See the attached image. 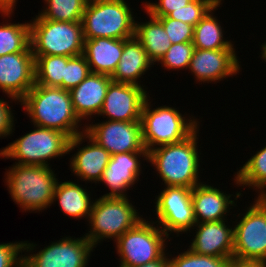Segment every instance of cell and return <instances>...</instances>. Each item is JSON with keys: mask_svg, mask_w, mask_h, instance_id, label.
I'll return each instance as SVG.
<instances>
[{"mask_svg": "<svg viewBox=\"0 0 266 267\" xmlns=\"http://www.w3.org/2000/svg\"><path fill=\"white\" fill-rule=\"evenodd\" d=\"M17 0H0V12L5 17H10L11 13L14 11Z\"/></svg>", "mask_w": 266, "mask_h": 267, "instance_id": "cell-39", "label": "cell"}, {"mask_svg": "<svg viewBox=\"0 0 266 267\" xmlns=\"http://www.w3.org/2000/svg\"><path fill=\"white\" fill-rule=\"evenodd\" d=\"M34 126L55 129L70 139L84 133L75 114L69 90L35 84L20 100Z\"/></svg>", "mask_w": 266, "mask_h": 267, "instance_id": "cell-1", "label": "cell"}, {"mask_svg": "<svg viewBox=\"0 0 266 267\" xmlns=\"http://www.w3.org/2000/svg\"><path fill=\"white\" fill-rule=\"evenodd\" d=\"M167 254H163L159 259L154 260L152 262H148L144 265H139L135 267H169V259Z\"/></svg>", "mask_w": 266, "mask_h": 267, "instance_id": "cell-40", "label": "cell"}, {"mask_svg": "<svg viewBox=\"0 0 266 267\" xmlns=\"http://www.w3.org/2000/svg\"><path fill=\"white\" fill-rule=\"evenodd\" d=\"M36 245L27 241L0 244V267H23L22 252H31Z\"/></svg>", "mask_w": 266, "mask_h": 267, "instance_id": "cell-35", "label": "cell"}, {"mask_svg": "<svg viewBox=\"0 0 266 267\" xmlns=\"http://www.w3.org/2000/svg\"><path fill=\"white\" fill-rule=\"evenodd\" d=\"M144 218L121 235L116 242L119 267H135L159 259L165 252L169 236Z\"/></svg>", "mask_w": 266, "mask_h": 267, "instance_id": "cell-9", "label": "cell"}, {"mask_svg": "<svg viewBox=\"0 0 266 267\" xmlns=\"http://www.w3.org/2000/svg\"><path fill=\"white\" fill-rule=\"evenodd\" d=\"M192 0H159L158 3H145L144 10L153 17H165L170 12L180 10Z\"/></svg>", "mask_w": 266, "mask_h": 267, "instance_id": "cell-37", "label": "cell"}, {"mask_svg": "<svg viewBox=\"0 0 266 267\" xmlns=\"http://www.w3.org/2000/svg\"><path fill=\"white\" fill-rule=\"evenodd\" d=\"M14 116L7 101L0 99V138L12 134Z\"/></svg>", "mask_w": 266, "mask_h": 267, "instance_id": "cell-38", "label": "cell"}, {"mask_svg": "<svg viewBox=\"0 0 266 267\" xmlns=\"http://www.w3.org/2000/svg\"><path fill=\"white\" fill-rule=\"evenodd\" d=\"M35 85V57L31 46L24 52L0 56V89L12 98L20 100Z\"/></svg>", "mask_w": 266, "mask_h": 267, "instance_id": "cell-14", "label": "cell"}, {"mask_svg": "<svg viewBox=\"0 0 266 267\" xmlns=\"http://www.w3.org/2000/svg\"><path fill=\"white\" fill-rule=\"evenodd\" d=\"M234 176L236 185L252 187L258 191V197H262L266 192V146L248 159Z\"/></svg>", "mask_w": 266, "mask_h": 267, "instance_id": "cell-27", "label": "cell"}, {"mask_svg": "<svg viewBox=\"0 0 266 267\" xmlns=\"http://www.w3.org/2000/svg\"><path fill=\"white\" fill-rule=\"evenodd\" d=\"M152 64L143 45L135 36L124 39L123 52L111 79L113 82L141 86L138 80Z\"/></svg>", "mask_w": 266, "mask_h": 267, "instance_id": "cell-23", "label": "cell"}, {"mask_svg": "<svg viewBox=\"0 0 266 267\" xmlns=\"http://www.w3.org/2000/svg\"><path fill=\"white\" fill-rule=\"evenodd\" d=\"M111 82L109 75L90 73L70 90L73 109L80 120L99 114Z\"/></svg>", "mask_w": 266, "mask_h": 267, "instance_id": "cell-20", "label": "cell"}, {"mask_svg": "<svg viewBox=\"0 0 266 267\" xmlns=\"http://www.w3.org/2000/svg\"><path fill=\"white\" fill-rule=\"evenodd\" d=\"M262 198L266 201V192L264 193V195L262 196Z\"/></svg>", "mask_w": 266, "mask_h": 267, "instance_id": "cell-43", "label": "cell"}, {"mask_svg": "<svg viewBox=\"0 0 266 267\" xmlns=\"http://www.w3.org/2000/svg\"><path fill=\"white\" fill-rule=\"evenodd\" d=\"M256 198L234 225V261L266 263V201Z\"/></svg>", "mask_w": 266, "mask_h": 267, "instance_id": "cell-10", "label": "cell"}, {"mask_svg": "<svg viewBox=\"0 0 266 267\" xmlns=\"http://www.w3.org/2000/svg\"><path fill=\"white\" fill-rule=\"evenodd\" d=\"M148 160V152H126L111 155L109 163L99 181L110 189L103 197H127L126 191L138 182L141 163L138 158Z\"/></svg>", "mask_w": 266, "mask_h": 267, "instance_id": "cell-18", "label": "cell"}, {"mask_svg": "<svg viewBox=\"0 0 266 267\" xmlns=\"http://www.w3.org/2000/svg\"><path fill=\"white\" fill-rule=\"evenodd\" d=\"M155 18L162 23L171 44L193 41L194 26L167 16Z\"/></svg>", "mask_w": 266, "mask_h": 267, "instance_id": "cell-36", "label": "cell"}, {"mask_svg": "<svg viewBox=\"0 0 266 267\" xmlns=\"http://www.w3.org/2000/svg\"><path fill=\"white\" fill-rule=\"evenodd\" d=\"M169 267H229L230 258L199 255L189 248L183 253L168 258Z\"/></svg>", "mask_w": 266, "mask_h": 267, "instance_id": "cell-31", "label": "cell"}, {"mask_svg": "<svg viewBox=\"0 0 266 267\" xmlns=\"http://www.w3.org/2000/svg\"><path fill=\"white\" fill-rule=\"evenodd\" d=\"M231 196L206 183L194 186L191 199L196 223L226 220L229 206H237Z\"/></svg>", "mask_w": 266, "mask_h": 267, "instance_id": "cell-21", "label": "cell"}, {"mask_svg": "<svg viewBox=\"0 0 266 267\" xmlns=\"http://www.w3.org/2000/svg\"><path fill=\"white\" fill-rule=\"evenodd\" d=\"M229 267H266L263 262H241L232 260Z\"/></svg>", "mask_w": 266, "mask_h": 267, "instance_id": "cell-41", "label": "cell"}, {"mask_svg": "<svg viewBox=\"0 0 266 267\" xmlns=\"http://www.w3.org/2000/svg\"><path fill=\"white\" fill-rule=\"evenodd\" d=\"M147 22H135V37L143 45L149 60L159 63L160 59L168 51L171 41L162 25L155 17L149 15Z\"/></svg>", "mask_w": 266, "mask_h": 267, "instance_id": "cell-25", "label": "cell"}, {"mask_svg": "<svg viewBox=\"0 0 266 267\" xmlns=\"http://www.w3.org/2000/svg\"><path fill=\"white\" fill-rule=\"evenodd\" d=\"M85 133L110 155L126 152H148L142 137L141 122L107 120L85 124Z\"/></svg>", "mask_w": 266, "mask_h": 267, "instance_id": "cell-13", "label": "cell"}, {"mask_svg": "<svg viewBox=\"0 0 266 267\" xmlns=\"http://www.w3.org/2000/svg\"><path fill=\"white\" fill-rule=\"evenodd\" d=\"M85 139L86 141L87 139L89 140L88 145H83V147L79 148L78 146H81L80 144ZM76 147L78 151L70 160V169H72L77 177L83 179V181L99 183L109 163L110 153L104 147L98 145L85 132L69 140L68 154Z\"/></svg>", "mask_w": 266, "mask_h": 267, "instance_id": "cell-17", "label": "cell"}, {"mask_svg": "<svg viewBox=\"0 0 266 267\" xmlns=\"http://www.w3.org/2000/svg\"><path fill=\"white\" fill-rule=\"evenodd\" d=\"M5 173L6 185L13 201L24 211H41L53 203L57 181L51 167L14 164Z\"/></svg>", "mask_w": 266, "mask_h": 267, "instance_id": "cell-3", "label": "cell"}, {"mask_svg": "<svg viewBox=\"0 0 266 267\" xmlns=\"http://www.w3.org/2000/svg\"><path fill=\"white\" fill-rule=\"evenodd\" d=\"M125 0H88L82 17L84 39L135 36L133 12Z\"/></svg>", "mask_w": 266, "mask_h": 267, "instance_id": "cell-4", "label": "cell"}, {"mask_svg": "<svg viewBox=\"0 0 266 267\" xmlns=\"http://www.w3.org/2000/svg\"><path fill=\"white\" fill-rule=\"evenodd\" d=\"M144 86L111 82L98 114L113 121L141 122L143 106L148 95Z\"/></svg>", "mask_w": 266, "mask_h": 267, "instance_id": "cell-15", "label": "cell"}, {"mask_svg": "<svg viewBox=\"0 0 266 267\" xmlns=\"http://www.w3.org/2000/svg\"><path fill=\"white\" fill-rule=\"evenodd\" d=\"M30 46V23L0 25V56L24 52Z\"/></svg>", "mask_w": 266, "mask_h": 267, "instance_id": "cell-29", "label": "cell"}, {"mask_svg": "<svg viewBox=\"0 0 266 267\" xmlns=\"http://www.w3.org/2000/svg\"><path fill=\"white\" fill-rule=\"evenodd\" d=\"M25 134L0 150V158H13L21 165H41L49 167L48 160L68 154L70 138L55 129L34 126Z\"/></svg>", "mask_w": 266, "mask_h": 267, "instance_id": "cell-8", "label": "cell"}, {"mask_svg": "<svg viewBox=\"0 0 266 267\" xmlns=\"http://www.w3.org/2000/svg\"><path fill=\"white\" fill-rule=\"evenodd\" d=\"M128 197H100L95 199L88 219L90 231L84 234L96 247L105 239L116 241L143 218Z\"/></svg>", "mask_w": 266, "mask_h": 267, "instance_id": "cell-6", "label": "cell"}, {"mask_svg": "<svg viewBox=\"0 0 266 267\" xmlns=\"http://www.w3.org/2000/svg\"><path fill=\"white\" fill-rule=\"evenodd\" d=\"M124 39L93 38L85 39L83 55L91 73L112 76L120 61Z\"/></svg>", "mask_w": 266, "mask_h": 267, "instance_id": "cell-22", "label": "cell"}, {"mask_svg": "<svg viewBox=\"0 0 266 267\" xmlns=\"http://www.w3.org/2000/svg\"><path fill=\"white\" fill-rule=\"evenodd\" d=\"M46 9L38 13L36 18L53 21L77 22L82 21L88 0H44Z\"/></svg>", "mask_w": 266, "mask_h": 267, "instance_id": "cell-30", "label": "cell"}, {"mask_svg": "<svg viewBox=\"0 0 266 267\" xmlns=\"http://www.w3.org/2000/svg\"><path fill=\"white\" fill-rule=\"evenodd\" d=\"M221 1L211 9L195 26L193 33V45L195 49L216 50L235 49L231 40L223 37V30L213 12L221 5ZM213 11V12H212Z\"/></svg>", "mask_w": 266, "mask_h": 267, "instance_id": "cell-26", "label": "cell"}, {"mask_svg": "<svg viewBox=\"0 0 266 267\" xmlns=\"http://www.w3.org/2000/svg\"><path fill=\"white\" fill-rule=\"evenodd\" d=\"M225 222L227 220L196 223V235L189 249L199 255L233 260L234 229Z\"/></svg>", "mask_w": 266, "mask_h": 267, "instance_id": "cell-19", "label": "cell"}, {"mask_svg": "<svg viewBox=\"0 0 266 267\" xmlns=\"http://www.w3.org/2000/svg\"><path fill=\"white\" fill-rule=\"evenodd\" d=\"M199 127L186 139L148 151V161L155 166L165 186L193 188L199 182L200 156L197 139Z\"/></svg>", "mask_w": 266, "mask_h": 267, "instance_id": "cell-2", "label": "cell"}, {"mask_svg": "<svg viewBox=\"0 0 266 267\" xmlns=\"http://www.w3.org/2000/svg\"><path fill=\"white\" fill-rule=\"evenodd\" d=\"M147 98L142 114L141 127L147 151L165 144L177 143L190 136L199 125L197 119H186L179 110L169 106L150 108ZM183 116V117H182Z\"/></svg>", "mask_w": 266, "mask_h": 267, "instance_id": "cell-7", "label": "cell"}, {"mask_svg": "<svg viewBox=\"0 0 266 267\" xmlns=\"http://www.w3.org/2000/svg\"><path fill=\"white\" fill-rule=\"evenodd\" d=\"M84 41L81 21L65 22L34 18L30 22V45L34 56L81 55Z\"/></svg>", "mask_w": 266, "mask_h": 267, "instance_id": "cell-5", "label": "cell"}, {"mask_svg": "<svg viewBox=\"0 0 266 267\" xmlns=\"http://www.w3.org/2000/svg\"><path fill=\"white\" fill-rule=\"evenodd\" d=\"M192 188L183 186H165L156 197L155 210L158 225L168 236L172 232L177 236L180 232L194 229L196 224L192 204Z\"/></svg>", "mask_w": 266, "mask_h": 267, "instance_id": "cell-11", "label": "cell"}, {"mask_svg": "<svg viewBox=\"0 0 266 267\" xmlns=\"http://www.w3.org/2000/svg\"><path fill=\"white\" fill-rule=\"evenodd\" d=\"M240 62L235 49H194L189 70L198 82H217L236 75Z\"/></svg>", "mask_w": 266, "mask_h": 267, "instance_id": "cell-16", "label": "cell"}, {"mask_svg": "<svg viewBox=\"0 0 266 267\" xmlns=\"http://www.w3.org/2000/svg\"><path fill=\"white\" fill-rule=\"evenodd\" d=\"M261 48H262L261 59L265 60V62H266V42H264V44L261 45Z\"/></svg>", "mask_w": 266, "mask_h": 267, "instance_id": "cell-42", "label": "cell"}, {"mask_svg": "<svg viewBox=\"0 0 266 267\" xmlns=\"http://www.w3.org/2000/svg\"><path fill=\"white\" fill-rule=\"evenodd\" d=\"M90 73V67L83 54L68 57L64 77L62 78V89L70 91L78 86Z\"/></svg>", "mask_w": 266, "mask_h": 267, "instance_id": "cell-34", "label": "cell"}, {"mask_svg": "<svg viewBox=\"0 0 266 267\" xmlns=\"http://www.w3.org/2000/svg\"><path fill=\"white\" fill-rule=\"evenodd\" d=\"M222 0H192L180 10L170 12L167 17L195 26Z\"/></svg>", "mask_w": 266, "mask_h": 267, "instance_id": "cell-32", "label": "cell"}, {"mask_svg": "<svg viewBox=\"0 0 266 267\" xmlns=\"http://www.w3.org/2000/svg\"><path fill=\"white\" fill-rule=\"evenodd\" d=\"M194 49L192 42L171 44L159 62L168 70L188 69Z\"/></svg>", "mask_w": 266, "mask_h": 267, "instance_id": "cell-33", "label": "cell"}, {"mask_svg": "<svg viewBox=\"0 0 266 267\" xmlns=\"http://www.w3.org/2000/svg\"><path fill=\"white\" fill-rule=\"evenodd\" d=\"M93 248L85 236L64 237L35 254L23 255V267H87Z\"/></svg>", "mask_w": 266, "mask_h": 267, "instance_id": "cell-12", "label": "cell"}, {"mask_svg": "<svg viewBox=\"0 0 266 267\" xmlns=\"http://www.w3.org/2000/svg\"><path fill=\"white\" fill-rule=\"evenodd\" d=\"M86 190L72 181H57L52 201H59L61 211L68 216L89 219L94 200Z\"/></svg>", "mask_w": 266, "mask_h": 267, "instance_id": "cell-24", "label": "cell"}, {"mask_svg": "<svg viewBox=\"0 0 266 267\" xmlns=\"http://www.w3.org/2000/svg\"><path fill=\"white\" fill-rule=\"evenodd\" d=\"M35 57V84L62 88L67 56L47 55Z\"/></svg>", "mask_w": 266, "mask_h": 267, "instance_id": "cell-28", "label": "cell"}]
</instances>
